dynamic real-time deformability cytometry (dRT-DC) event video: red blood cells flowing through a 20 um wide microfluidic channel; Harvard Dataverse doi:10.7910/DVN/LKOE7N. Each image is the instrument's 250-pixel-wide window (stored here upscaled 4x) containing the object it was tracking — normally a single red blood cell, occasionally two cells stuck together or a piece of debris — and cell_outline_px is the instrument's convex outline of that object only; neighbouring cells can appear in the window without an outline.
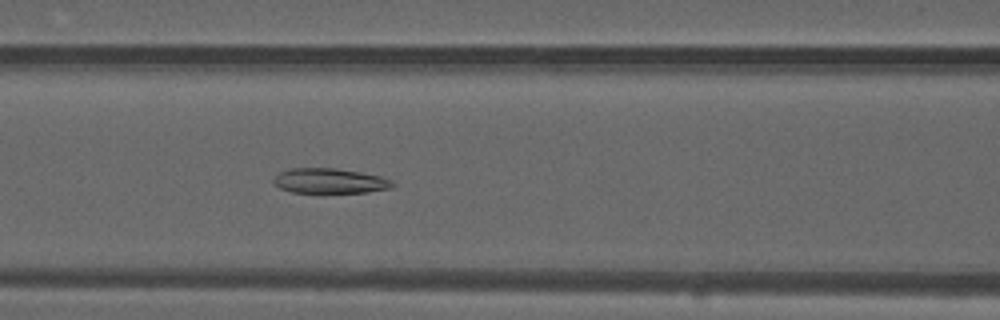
{"species": "common noctule bat (a hibernating species)", "species_latin": "Nyctalus noctula", "temperature_condition": "warm", "stored_images_in_passage": 40, "camera_frame_rate_fps": 3000, "um_per_image_px": 0.085, "animal": {"sex": "male", "forearm_length_mm": 52.5}, "frame": {"image": 1, "passage_image": 10, "time_ms": 3.0, "image_size_px": [1000, 320], "cell_outline_px": [[396, 184], [388, 188], [368, 192], [292, 192], [280, 188], [272, 180], [280, 172], [292, 168], [336, 168], [360, 172], [380, 176], [392, 180]], "centroid_in_image_um": [28.04, 15.37], "position_along_channel_um": 138.6, "area_um2": 17.11}}
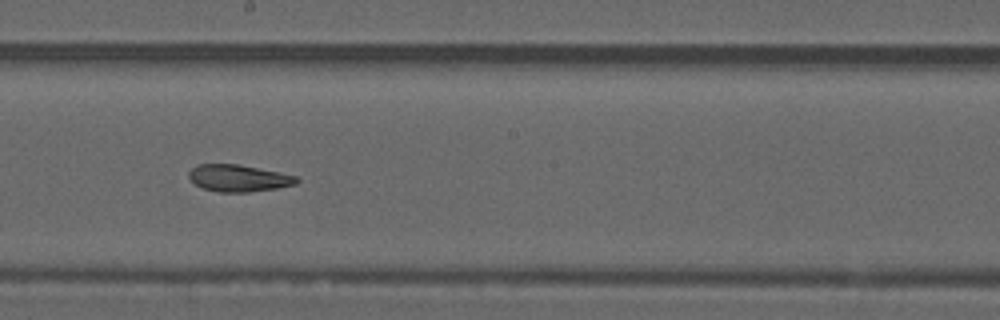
{"frame": {"image": 2, "passage_image": 17, "time_ms": 5.333, "image_size_px": [1000, 320], "cell_outline_px": [[300, 180], [296, 184], [276, 188], [248, 192], [220, 192], [204, 188], [196, 184], [188, 176], [188, 172], [196, 164], [236, 164], [280, 172], [296, 176]], "centroid_in_image_um": [20.28, 15.13], "position_along_channel_um": 227.9, "area_um2": 16.76}}
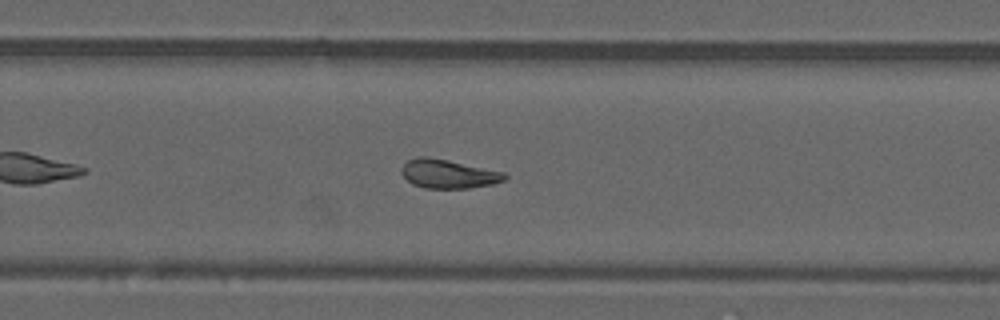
{"frame": {"image": 3, "passage_image": 22, "time_ms": 7.0, "image_size_px": [1000, 320], "cell_outline_px": [[508, 176], [504, 180], [492, 184], [468, 188], [424, 188], [412, 184], [400, 172], [400, 168], [408, 160], [420, 156], [428, 156], [448, 160], [504, 172]], "centroid_in_image_um": [38.08, 14.77], "position_along_channel_um": 291.7, "area_um2": 17.28}, "authors_computed_cell_mechanics": {"area_um2": 17.629, "velocity_mm_per_s": 3.842, "shape_relaxation_time_tau1_ms": null, "shape_relaxation_time_tau2_ms": 3.9743, "deformation_change_tau1": null, "deformation_change_tau2": 0.1115}}